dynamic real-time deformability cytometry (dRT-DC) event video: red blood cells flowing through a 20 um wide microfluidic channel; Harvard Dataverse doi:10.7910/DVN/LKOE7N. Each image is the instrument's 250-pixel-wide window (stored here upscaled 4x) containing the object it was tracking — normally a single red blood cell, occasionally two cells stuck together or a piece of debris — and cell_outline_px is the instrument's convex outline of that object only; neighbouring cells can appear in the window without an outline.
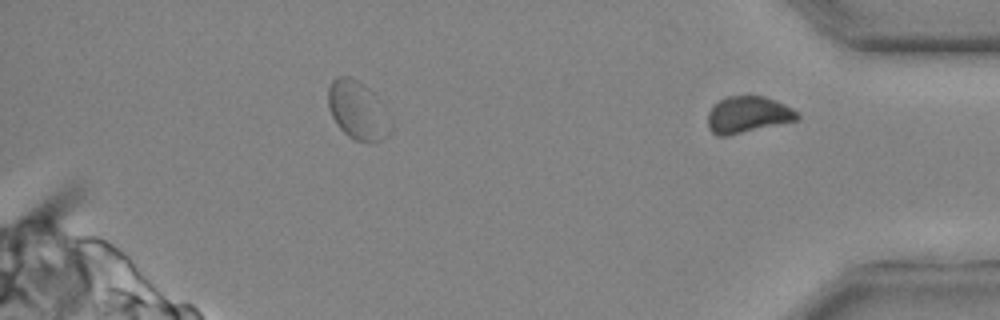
{"species": "common noctule bat (a hibernating species)", "species_latin": "Nyctalus noctula", "temperature_condition": "cold", "stored_images_in_passage": 24, "segment_of_instrument_passage": [2, 2], "camera_frame_rate_fps": 3000, "um_per_image_px": 0.085, "animal": {"sex": "male", "body_mass_g": 20.4}, "frame": {"image": 1, "passage_image": 24, "time_ms": 7.667, "image_size_px": [1000, 320], "cell_outline_px": [[800, 120], [728, 136], [716, 136], [708, 128], [708, 112], [712, 104], [728, 96], [764, 96], [776, 100], [792, 108], [800, 116]], "centroid_in_image_um": [63.56, 9.76], "position_along_channel_um": 371.6, "area_um2": 19.36}}